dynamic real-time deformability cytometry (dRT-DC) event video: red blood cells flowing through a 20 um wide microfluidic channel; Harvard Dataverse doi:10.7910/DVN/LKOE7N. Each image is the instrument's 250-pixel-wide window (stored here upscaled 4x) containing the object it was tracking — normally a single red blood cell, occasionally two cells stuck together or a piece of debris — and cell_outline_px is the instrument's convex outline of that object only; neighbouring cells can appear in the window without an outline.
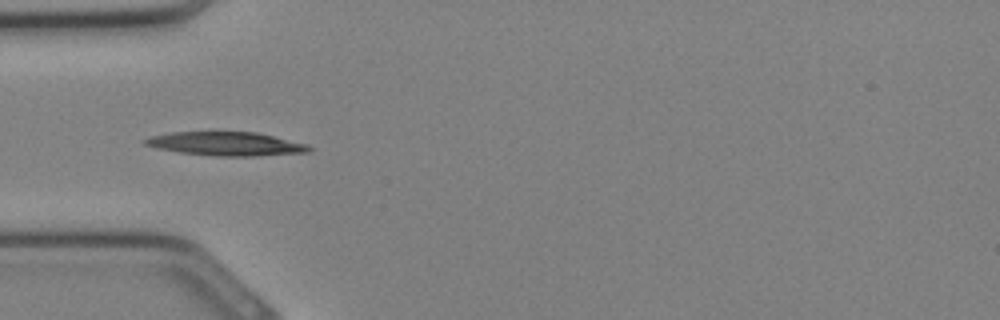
{"species": "Egyptian fruit bat (a non-hibernating species)", "species_latin": "Rousettus aegyptiacus", "temperature_condition": "cold", "stored_images_in_passage": 3, "camera_frame_rate_fps": 3000, "um_per_image_px": 0.085, "animal": {"sex": "female"}, "frame": {"image": 1, "passage_image": 1, "time_ms": 0.0, "image_size_px": [1000, 320], "cell_outline_px": [[312, 148], [308, 152], [256, 156], [216, 156], [180, 152], [156, 148], [144, 144], [144, 140], [152, 136], [172, 132], [256, 132], [308, 144]], "centroid_in_image_um": [19.24, 12.22], "position_along_channel_um": 65.8, "area_um2": 22.48}}